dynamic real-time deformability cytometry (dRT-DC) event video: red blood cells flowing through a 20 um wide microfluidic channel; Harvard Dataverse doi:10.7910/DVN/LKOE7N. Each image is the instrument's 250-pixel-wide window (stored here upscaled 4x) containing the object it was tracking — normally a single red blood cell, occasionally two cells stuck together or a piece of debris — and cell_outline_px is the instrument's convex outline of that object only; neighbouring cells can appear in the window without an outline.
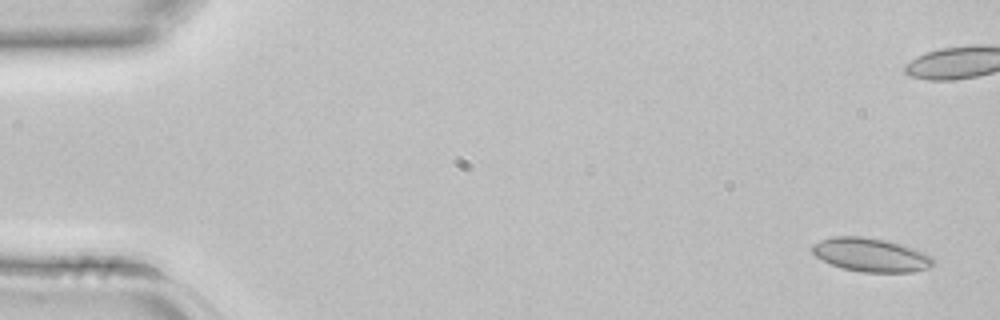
{"species": "common noctule bat (a hibernating species)", "species_latin": "Nyctalus noctula", "temperature_condition": "room temperature", "stored_images_in_passage": 5, "camera_frame_rate_fps": 3000, "um_per_image_px": 0.085, "animal": {"sex": "female", "body_mass_g": 22.7, "forearm_length_mm": 54.2}, "frame": {"image": 1, "passage_image": 1, "time_ms": 0.0, "image_size_px": [1000, 320], "cell_outline_px": [[936, 264], [928, 268], [912, 272], [860, 272], [840, 268], [816, 256], [812, 252], [812, 244], [820, 240], [836, 236], [860, 236], [888, 240], [904, 244], [924, 252], [932, 256], [936, 260]], "centroid_in_image_um": [74.08, 21.66], "position_along_channel_um": 10.9, "area_um2": 24.04}}
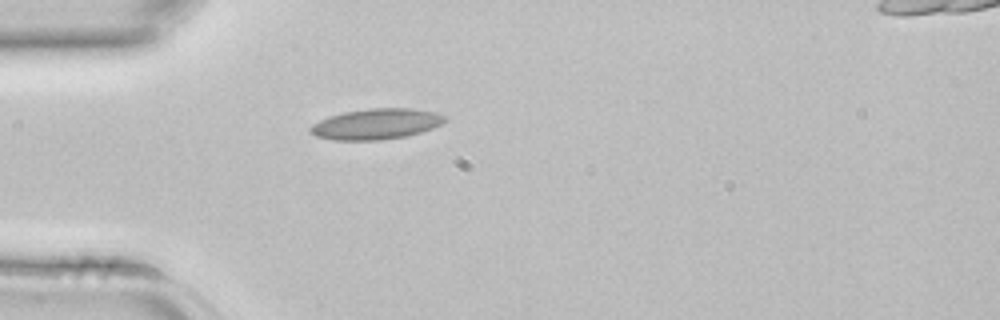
{"frame": {"image": 2, "passage_image": 4, "time_ms": 1.0, "image_size_px": [1000, 320], "cell_outline_px": [[448, 120], [432, 128], [408, 136], [380, 140], [332, 140], [316, 136], [308, 132], [308, 128], [312, 124], [328, 116], [344, 112], [372, 108], [412, 108], [436, 112], [444, 116]], "centroid_in_image_um": [31.95, 10.54], "position_along_channel_um": 53.0, "area_um2": 24.16}}